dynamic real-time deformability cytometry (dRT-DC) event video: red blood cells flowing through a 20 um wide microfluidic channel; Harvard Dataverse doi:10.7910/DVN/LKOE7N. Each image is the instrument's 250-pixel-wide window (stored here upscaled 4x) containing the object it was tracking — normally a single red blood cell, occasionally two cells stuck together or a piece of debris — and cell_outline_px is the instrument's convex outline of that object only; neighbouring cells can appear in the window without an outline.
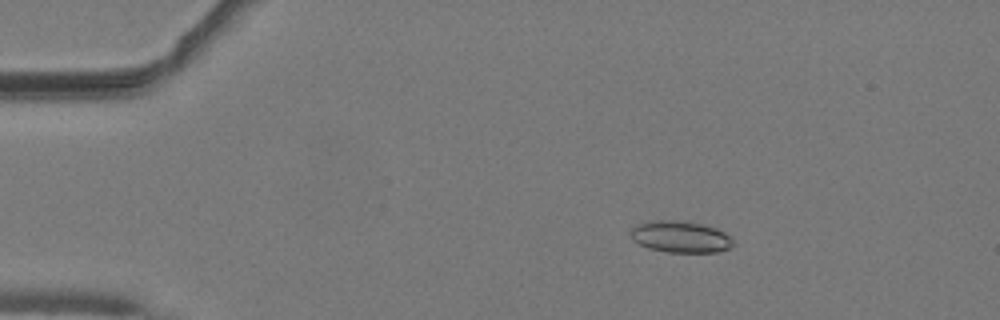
{"species": "common noctule bat (a hibernating species)", "species_latin": "Nyctalus noctula", "temperature_condition": "warm", "stored_images_in_passage": 50, "camera_frame_rate_fps": 3000, "um_per_image_px": 0.085, "animal": {"sex": "male", "body_mass_g": 19.2, "forearm_length_mm": 51.8}, "frame": {"image": 1, "passage_image": 8, "time_ms": 2.333, "image_size_px": [1000, 320], "cell_outline_px": [[736, 244], [728, 248], [716, 252], [668, 252], [648, 248], [632, 240], [628, 232], [636, 224], [648, 220], [680, 220], [700, 224], [716, 228], [724, 232]], "centroid_in_image_um": [57.78, 20.11], "position_along_channel_um": 27.2, "area_um2": 19.02}}
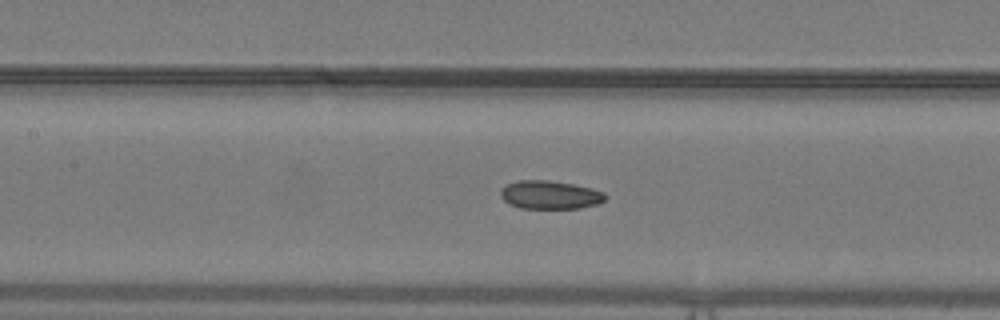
{"frame": {"image": 2, "passage_image": 23, "time_ms": 7.333, "image_size_px": [1000, 320], "cell_outline_px": [[608, 196], [604, 200], [596, 204], [580, 208], [520, 208], [508, 204], [500, 196], [500, 192], [508, 184], [520, 180], [548, 180], [572, 184], [592, 188], [604, 192]], "centroid_in_image_um": [46.76, 16.56], "position_along_channel_um": 160.6, "area_um2": 17.22}}
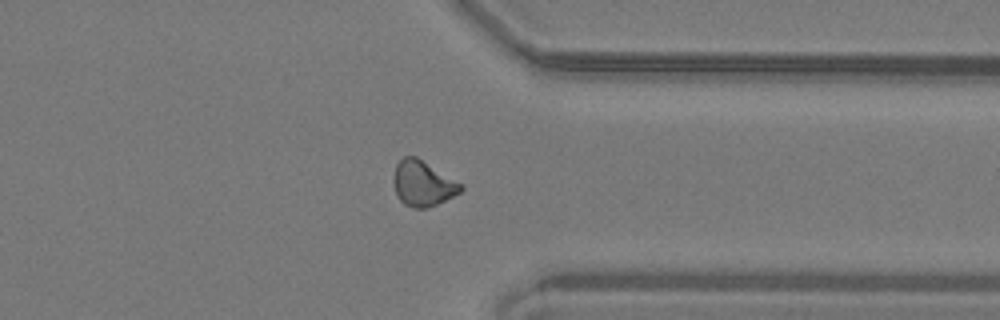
{"frame": {"image": 3, "passage_image": 39, "time_ms": 12.667, "image_size_px": [1000, 320], "cell_outline_px": [[464, 188], [460, 192], [428, 208], [416, 208], [404, 204], [400, 200], [396, 192], [392, 180], [396, 164], [404, 156], [416, 156], [464, 184]], "centroid_in_image_um": [35.94, 15.58], "position_along_channel_um": 375.5, "area_um2": 17.8}, "authors_computed_cell_mechanics": {"area_um2": 17.629, "velocity_mm_per_s": 4.0872, "shape_relaxation_time_tau1_ms": null, "shape_relaxation_time_tau2_ms": 3.2196, "deformation_change_tau1": null, "deformation_change_tau2": 0.0886}}